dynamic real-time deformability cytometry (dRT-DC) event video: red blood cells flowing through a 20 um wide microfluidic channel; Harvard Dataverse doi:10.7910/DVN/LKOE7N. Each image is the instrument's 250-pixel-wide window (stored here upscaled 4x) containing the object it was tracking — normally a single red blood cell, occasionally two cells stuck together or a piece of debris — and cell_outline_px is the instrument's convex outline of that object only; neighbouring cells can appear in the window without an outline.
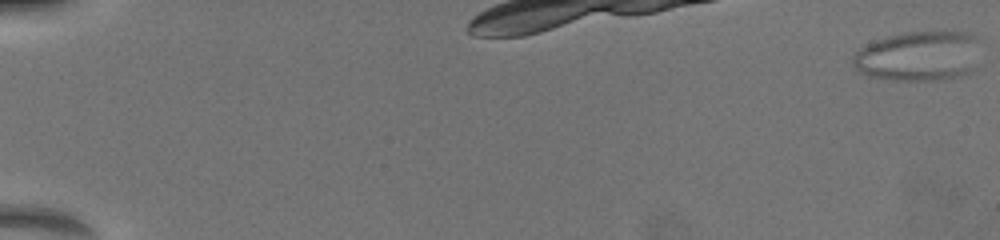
{"species": "common noctule bat (a hibernating species)", "species_latin": "Nyctalus noctula", "temperature_condition": "warm", "stored_images_in_passage": 11, "camera_frame_rate_fps": 3000, "um_per_image_px": 0.085, "animal": {"sex": "female", "body_mass_g": 19.5, "forearm_length_mm": 54.1}, "frame": {"image": 1, "passage_image": 1, "time_ms": 0.0, "image_size_px": [1000, 240], "cell_outline_px": [[976, 36], [960, 72], [952, 76], [924, 80], [900, 80], [872, 76], [860, 72], [852, 64], [852, 56], [856, 52], [868, 44], [888, 36], [908, 32], [964, 32]], "centroid_in_image_um": [77.78, 4.73], "position_along_channel_um": 7.2, "area_um2": 33.99}}